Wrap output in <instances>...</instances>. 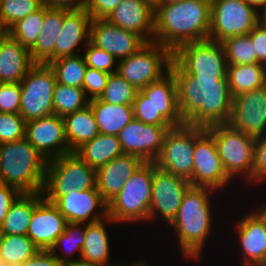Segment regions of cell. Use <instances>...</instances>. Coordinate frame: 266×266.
I'll use <instances>...</instances> for the list:
<instances>
[{
    "label": "cell",
    "mask_w": 266,
    "mask_h": 266,
    "mask_svg": "<svg viewBox=\"0 0 266 266\" xmlns=\"http://www.w3.org/2000/svg\"><path fill=\"white\" fill-rule=\"evenodd\" d=\"M169 70L176 80L179 111L187 125L206 128L229 122L233 97L228 79L190 76L173 60Z\"/></svg>",
    "instance_id": "cell-1"
},
{
    "label": "cell",
    "mask_w": 266,
    "mask_h": 266,
    "mask_svg": "<svg viewBox=\"0 0 266 266\" xmlns=\"http://www.w3.org/2000/svg\"><path fill=\"white\" fill-rule=\"evenodd\" d=\"M211 6L200 0L162 4L154 17V42L172 53L181 45L208 39Z\"/></svg>",
    "instance_id": "cell-2"
},
{
    "label": "cell",
    "mask_w": 266,
    "mask_h": 266,
    "mask_svg": "<svg viewBox=\"0 0 266 266\" xmlns=\"http://www.w3.org/2000/svg\"><path fill=\"white\" fill-rule=\"evenodd\" d=\"M213 193L215 190L211 188L191 186L176 216L168 224L177 239L175 244L179 245L182 257L188 261L191 259L198 262L201 259L206 246L204 243L212 236L214 207L210 201L214 199Z\"/></svg>",
    "instance_id": "cell-3"
},
{
    "label": "cell",
    "mask_w": 266,
    "mask_h": 266,
    "mask_svg": "<svg viewBox=\"0 0 266 266\" xmlns=\"http://www.w3.org/2000/svg\"><path fill=\"white\" fill-rule=\"evenodd\" d=\"M47 160L26 138L0 144V183L21 193L42 192Z\"/></svg>",
    "instance_id": "cell-4"
},
{
    "label": "cell",
    "mask_w": 266,
    "mask_h": 266,
    "mask_svg": "<svg viewBox=\"0 0 266 266\" xmlns=\"http://www.w3.org/2000/svg\"><path fill=\"white\" fill-rule=\"evenodd\" d=\"M152 181L153 162H144L108 203V216L117 224L149 222Z\"/></svg>",
    "instance_id": "cell-5"
},
{
    "label": "cell",
    "mask_w": 266,
    "mask_h": 266,
    "mask_svg": "<svg viewBox=\"0 0 266 266\" xmlns=\"http://www.w3.org/2000/svg\"><path fill=\"white\" fill-rule=\"evenodd\" d=\"M96 188V169L74 152L47 161L44 198L55 203L71 190L83 191Z\"/></svg>",
    "instance_id": "cell-6"
},
{
    "label": "cell",
    "mask_w": 266,
    "mask_h": 266,
    "mask_svg": "<svg viewBox=\"0 0 266 266\" xmlns=\"http://www.w3.org/2000/svg\"><path fill=\"white\" fill-rule=\"evenodd\" d=\"M213 136L219 158L227 175L233 180L242 177L252 185L255 137L232 128L228 123L206 127Z\"/></svg>",
    "instance_id": "cell-7"
},
{
    "label": "cell",
    "mask_w": 266,
    "mask_h": 266,
    "mask_svg": "<svg viewBox=\"0 0 266 266\" xmlns=\"http://www.w3.org/2000/svg\"><path fill=\"white\" fill-rule=\"evenodd\" d=\"M172 52L157 42H147L137 52L118 61L117 71L123 79L141 90L159 80L170 69Z\"/></svg>",
    "instance_id": "cell-8"
},
{
    "label": "cell",
    "mask_w": 266,
    "mask_h": 266,
    "mask_svg": "<svg viewBox=\"0 0 266 266\" xmlns=\"http://www.w3.org/2000/svg\"><path fill=\"white\" fill-rule=\"evenodd\" d=\"M172 60L190 76L227 79V62L221 42L206 39L185 43L172 53Z\"/></svg>",
    "instance_id": "cell-9"
},
{
    "label": "cell",
    "mask_w": 266,
    "mask_h": 266,
    "mask_svg": "<svg viewBox=\"0 0 266 266\" xmlns=\"http://www.w3.org/2000/svg\"><path fill=\"white\" fill-rule=\"evenodd\" d=\"M56 76L49 64L35 63L21 80L19 114L25 122L54 114Z\"/></svg>",
    "instance_id": "cell-10"
},
{
    "label": "cell",
    "mask_w": 266,
    "mask_h": 266,
    "mask_svg": "<svg viewBox=\"0 0 266 266\" xmlns=\"http://www.w3.org/2000/svg\"><path fill=\"white\" fill-rule=\"evenodd\" d=\"M193 157L191 186L207 187L217 192L233 182L222 165L213 136L201 126H196Z\"/></svg>",
    "instance_id": "cell-11"
},
{
    "label": "cell",
    "mask_w": 266,
    "mask_h": 266,
    "mask_svg": "<svg viewBox=\"0 0 266 266\" xmlns=\"http://www.w3.org/2000/svg\"><path fill=\"white\" fill-rule=\"evenodd\" d=\"M258 24V10L244 0H217L211 5L208 39L222 42L249 34Z\"/></svg>",
    "instance_id": "cell-12"
},
{
    "label": "cell",
    "mask_w": 266,
    "mask_h": 266,
    "mask_svg": "<svg viewBox=\"0 0 266 266\" xmlns=\"http://www.w3.org/2000/svg\"><path fill=\"white\" fill-rule=\"evenodd\" d=\"M195 141L196 126L184 124L171 128L166 133L161 153L155 160L156 166L189 180L193 172Z\"/></svg>",
    "instance_id": "cell-13"
},
{
    "label": "cell",
    "mask_w": 266,
    "mask_h": 266,
    "mask_svg": "<svg viewBox=\"0 0 266 266\" xmlns=\"http://www.w3.org/2000/svg\"><path fill=\"white\" fill-rule=\"evenodd\" d=\"M190 187L189 180L165 172L153 162L149 222L159 219V221L169 224L176 216L181 201Z\"/></svg>",
    "instance_id": "cell-14"
},
{
    "label": "cell",
    "mask_w": 266,
    "mask_h": 266,
    "mask_svg": "<svg viewBox=\"0 0 266 266\" xmlns=\"http://www.w3.org/2000/svg\"><path fill=\"white\" fill-rule=\"evenodd\" d=\"M172 126L145 124L133 119L117 135L125 154L135 155L144 162H155L161 153L166 133Z\"/></svg>",
    "instance_id": "cell-15"
},
{
    "label": "cell",
    "mask_w": 266,
    "mask_h": 266,
    "mask_svg": "<svg viewBox=\"0 0 266 266\" xmlns=\"http://www.w3.org/2000/svg\"><path fill=\"white\" fill-rule=\"evenodd\" d=\"M228 124L255 138L266 134V84L233 97Z\"/></svg>",
    "instance_id": "cell-16"
},
{
    "label": "cell",
    "mask_w": 266,
    "mask_h": 266,
    "mask_svg": "<svg viewBox=\"0 0 266 266\" xmlns=\"http://www.w3.org/2000/svg\"><path fill=\"white\" fill-rule=\"evenodd\" d=\"M247 212L237 223L235 237L240 245V266H258L266 259V217L256 207Z\"/></svg>",
    "instance_id": "cell-17"
},
{
    "label": "cell",
    "mask_w": 266,
    "mask_h": 266,
    "mask_svg": "<svg viewBox=\"0 0 266 266\" xmlns=\"http://www.w3.org/2000/svg\"><path fill=\"white\" fill-rule=\"evenodd\" d=\"M25 138L47 161L70 153L63 117L56 114L26 122Z\"/></svg>",
    "instance_id": "cell-18"
},
{
    "label": "cell",
    "mask_w": 266,
    "mask_h": 266,
    "mask_svg": "<svg viewBox=\"0 0 266 266\" xmlns=\"http://www.w3.org/2000/svg\"><path fill=\"white\" fill-rule=\"evenodd\" d=\"M90 43L107 51L118 62L137 52L147 42L136 33L117 27L106 19H92Z\"/></svg>",
    "instance_id": "cell-19"
},
{
    "label": "cell",
    "mask_w": 266,
    "mask_h": 266,
    "mask_svg": "<svg viewBox=\"0 0 266 266\" xmlns=\"http://www.w3.org/2000/svg\"><path fill=\"white\" fill-rule=\"evenodd\" d=\"M54 205L68 223L88 224L108 217V204L98 189L71 190Z\"/></svg>",
    "instance_id": "cell-20"
},
{
    "label": "cell",
    "mask_w": 266,
    "mask_h": 266,
    "mask_svg": "<svg viewBox=\"0 0 266 266\" xmlns=\"http://www.w3.org/2000/svg\"><path fill=\"white\" fill-rule=\"evenodd\" d=\"M155 106V125L179 127L186 124L180 115L177 84L169 70L159 80L140 90Z\"/></svg>",
    "instance_id": "cell-21"
},
{
    "label": "cell",
    "mask_w": 266,
    "mask_h": 266,
    "mask_svg": "<svg viewBox=\"0 0 266 266\" xmlns=\"http://www.w3.org/2000/svg\"><path fill=\"white\" fill-rule=\"evenodd\" d=\"M67 223L58 208L43 198L33 210L27 236L39 250H50Z\"/></svg>",
    "instance_id": "cell-22"
},
{
    "label": "cell",
    "mask_w": 266,
    "mask_h": 266,
    "mask_svg": "<svg viewBox=\"0 0 266 266\" xmlns=\"http://www.w3.org/2000/svg\"><path fill=\"white\" fill-rule=\"evenodd\" d=\"M91 22L86 9L64 8L63 26L55 44V59L80 54L78 45L85 48L90 42Z\"/></svg>",
    "instance_id": "cell-23"
},
{
    "label": "cell",
    "mask_w": 266,
    "mask_h": 266,
    "mask_svg": "<svg viewBox=\"0 0 266 266\" xmlns=\"http://www.w3.org/2000/svg\"><path fill=\"white\" fill-rule=\"evenodd\" d=\"M153 11L142 0H123L105 19L111 24L136 33L146 42L154 39Z\"/></svg>",
    "instance_id": "cell-24"
},
{
    "label": "cell",
    "mask_w": 266,
    "mask_h": 266,
    "mask_svg": "<svg viewBox=\"0 0 266 266\" xmlns=\"http://www.w3.org/2000/svg\"><path fill=\"white\" fill-rule=\"evenodd\" d=\"M144 163L131 154H125L112 159L107 164L96 169V188L108 204L123 188L128 180Z\"/></svg>",
    "instance_id": "cell-25"
},
{
    "label": "cell",
    "mask_w": 266,
    "mask_h": 266,
    "mask_svg": "<svg viewBox=\"0 0 266 266\" xmlns=\"http://www.w3.org/2000/svg\"><path fill=\"white\" fill-rule=\"evenodd\" d=\"M34 64L30 50L7 34L0 43V83H20Z\"/></svg>",
    "instance_id": "cell-26"
},
{
    "label": "cell",
    "mask_w": 266,
    "mask_h": 266,
    "mask_svg": "<svg viewBox=\"0 0 266 266\" xmlns=\"http://www.w3.org/2000/svg\"><path fill=\"white\" fill-rule=\"evenodd\" d=\"M64 19V8L45 6L43 27L37 42L30 49L31 59L34 63L49 64L55 60V44L61 32Z\"/></svg>",
    "instance_id": "cell-27"
},
{
    "label": "cell",
    "mask_w": 266,
    "mask_h": 266,
    "mask_svg": "<svg viewBox=\"0 0 266 266\" xmlns=\"http://www.w3.org/2000/svg\"><path fill=\"white\" fill-rule=\"evenodd\" d=\"M105 223L109 225L116 222L108 216L102 220L85 224L81 259L99 266H115L116 264L110 263L111 245Z\"/></svg>",
    "instance_id": "cell-28"
},
{
    "label": "cell",
    "mask_w": 266,
    "mask_h": 266,
    "mask_svg": "<svg viewBox=\"0 0 266 266\" xmlns=\"http://www.w3.org/2000/svg\"><path fill=\"white\" fill-rule=\"evenodd\" d=\"M43 198L42 192L21 193L7 213L0 235H27L33 210Z\"/></svg>",
    "instance_id": "cell-29"
},
{
    "label": "cell",
    "mask_w": 266,
    "mask_h": 266,
    "mask_svg": "<svg viewBox=\"0 0 266 266\" xmlns=\"http://www.w3.org/2000/svg\"><path fill=\"white\" fill-rule=\"evenodd\" d=\"M99 133L117 136L134 119L132 105H113L99 98L89 101Z\"/></svg>",
    "instance_id": "cell-30"
},
{
    "label": "cell",
    "mask_w": 266,
    "mask_h": 266,
    "mask_svg": "<svg viewBox=\"0 0 266 266\" xmlns=\"http://www.w3.org/2000/svg\"><path fill=\"white\" fill-rule=\"evenodd\" d=\"M65 137L71 152L99 134L95 115L90 105L63 117Z\"/></svg>",
    "instance_id": "cell-31"
},
{
    "label": "cell",
    "mask_w": 266,
    "mask_h": 266,
    "mask_svg": "<svg viewBox=\"0 0 266 266\" xmlns=\"http://www.w3.org/2000/svg\"><path fill=\"white\" fill-rule=\"evenodd\" d=\"M83 161L97 169L123 154L117 136L99 133L75 152Z\"/></svg>",
    "instance_id": "cell-32"
},
{
    "label": "cell",
    "mask_w": 266,
    "mask_h": 266,
    "mask_svg": "<svg viewBox=\"0 0 266 266\" xmlns=\"http://www.w3.org/2000/svg\"><path fill=\"white\" fill-rule=\"evenodd\" d=\"M228 86L232 97L266 84V65H227Z\"/></svg>",
    "instance_id": "cell-33"
},
{
    "label": "cell",
    "mask_w": 266,
    "mask_h": 266,
    "mask_svg": "<svg viewBox=\"0 0 266 266\" xmlns=\"http://www.w3.org/2000/svg\"><path fill=\"white\" fill-rule=\"evenodd\" d=\"M82 225L84 227H82ZM85 238V224L67 223L65 230L60 234L50 248V252L62 263L66 261H73L81 258L82 247ZM63 252L60 256L58 251ZM79 254L76 258L74 254Z\"/></svg>",
    "instance_id": "cell-34"
},
{
    "label": "cell",
    "mask_w": 266,
    "mask_h": 266,
    "mask_svg": "<svg viewBox=\"0 0 266 266\" xmlns=\"http://www.w3.org/2000/svg\"><path fill=\"white\" fill-rule=\"evenodd\" d=\"M53 69L56 82L70 87L83 88L85 71L87 69L85 57L81 54L65 56L49 63Z\"/></svg>",
    "instance_id": "cell-35"
},
{
    "label": "cell",
    "mask_w": 266,
    "mask_h": 266,
    "mask_svg": "<svg viewBox=\"0 0 266 266\" xmlns=\"http://www.w3.org/2000/svg\"><path fill=\"white\" fill-rule=\"evenodd\" d=\"M38 250L27 235H0L1 263L21 265Z\"/></svg>",
    "instance_id": "cell-36"
},
{
    "label": "cell",
    "mask_w": 266,
    "mask_h": 266,
    "mask_svg": "<svg viewBox=\"0 0 266 266\" xmlns=\"http://www.w3.org/2000/svg\"><path fill=\"white\" fill-rule=\"evenodd\" d=\"M90 99L83 88L56 83L53 94V112L64 117L89 105Z\"/></svg>",
    "instance_id": "cell-37"
},
{
    "label": "cell",
    "mask_w": 266,
    "mask_h": 266,
    "mask_svg": "<svg viewBox=\"0 0 266 266\" xmlns=\"http://www.w3.org/2000/svg\"><path fill=\"white\" fill-rule=\"evenodd\" d=\"M45 6L23 19L18 20L8 29V34L19 41V43L29 50L37 42L40 31L43 27Z\"/></svg>",
    "instance_id": "cell-38"
},
{
    "label": "cell",
    "mask_w": 266,
    "mask_h": 266,
    "mask_svg": "<svg viewBox=\"0 0 266 266\" xmlns=\"http://www.w3.org/2000/svg\"><path fill=\"white\" fill-rule=\"evenodd\" d=\"M227 65H247L256 63L252 41L249 35L232 36L222 42Z\"/></svg>",
    "instance_id": "cell-39"
},
{
    "label": "cell",
    "mask_w": 266,
    "mask_h": 266,
    "mask_svg": "<svg viewBox=\"0 0 266 266\" xmlns=\"http://www.w3.org/2000/svg\"><path fill=\"white\" fill-rule=\"evenodd\" d=\"M138 90L123 79L118 73H111L108 77L101 101L113 105H132Z\"/></svg>",
    "instance_id": "cell-40"
},
{
    "label": "cell",
    "mask_w": 266,
    "mask_h": 266,
    "mask_svg": "<svg viewBox=\"0 0 266 266\" xmlns=\"http://www.w3.org/2000/svg\"><path fill=\"white\" fill-rule=\"evenodd\" d=\"M42 6V0H0V23L8 30Z\"/></svg>",
    "instance_id": "cell-41"
},
{
    "label": "cell",
    "mask_w": 266,
    "mask_h": 266,
    "mask_svg": "<svg viewBox=\"0 0 266 266\" xmlns=\"http://www.w3.org/2000/svg\"><path fill=\"white\" fill-rule=\"evenodd\" d=\"M26 122L19 113L0 112V144L25 138Z\"/></svg>",
    "instance_id": "cell-42"
},
{
    "label": "cell",
    "mask_w": 266,
    "mask_h": 266,
    "mask_svg": "<svg viewBox=\"0 0 266 266\" xmlns=\"http://www.w3.org/2000/svg\"><path fill=\"white\" fill-rule=\"evenodd\" d=\"M84 50L87 67L104 71L108 74L115 73L117 71V66H115V64L118 62L107 51L95 47L90 42L86 45Z\"/></svg>",
    "instance_id": "cell-43"
},
{
    "label": "cell",
    "mask_w": 266,
    "mask_h": 266,
    "mask_svg": "<svg viewBox=\"0 0 266 266\" xmlns=\"http://www.w3.org/2000/svg\"><path fill=\"white\" fill-rule=\"evenodd\" d=\"M21 99L20 83H0V112L19 113Z\"/></svg>",
    "instance_id": "cell-44"
},
{
    "label": "cell",
    "mask_w": 266,
    "mask_h": 266,
    "mask_svg": "<svg viewBox=\"0 0 266 266\" xmlns=\"http://www.w3.org/2000/svg\"><path fill=\"white\" fill-rule=\"evenodd\" d=\"M109 75L104 71L87 67L83 81V89L90 100L99 98L104 92Z\"/></svg>",
    "instance_id": "cell-45"
},
{
    "label": "cell",
    "mask_w": 266,
    "mask_h": 266,
    "mask_svg": "<svg viewBox=\"0 0 266 266\" xmlns=\"http://www.w3.org/2000/svg\"><path fill=\"white\" fill-rule=\"evenodd\" d=\"M266 181V134L255 139V157L252 184L260 185Z\"/></svg>",
    "instance_id": "cell-46"
},
{
    "label": "cell",
    "mask_w": 266,
    "mask_h": 266,
    "mask_svg": "<svg viewBox=\"0 0 266 266\" xmlns=\"http://www.w3.org/2000/svg\"><path fill=\"white\" fill-rule=\"evenodd\" d=\"M134 119L145 124L155 125V106L140 90L132 103Z\"/></svg>",
    "instance_id": "cell-47"
},
{
    "label": "cell",
    "mask_w": 266,
    "mask_h": 266,
    "mask_svg": "<svg viewBox=\"0 0 266 266\" xmlns=\"http://www.w3.org/2000/svg\"><path fill=\"white\" fill-rule=\"evenodd\" d=\"M123 0H89L87 13L92 19H105Z\"/></svg>",
    "instance_id": "cell-48"
},
{
    "label": "cell",
    "mask_w": 266,
    "mask_h": 266,
    "mask_svg": "<svg viewBox=\"0 0 266 266\" xmlns=\"http://www.w3.org/2000/svg\"><path fill=\"white\" fill-rule=\"evenodd\" d=\"M248 35L254 45L256 63L266 65V27L257 24Z\"/></svg>",
    "instance_id": "cell-49"
},
{
    "label": "cell",
    "mask_w": 266,
    "mask_h": 266,
    "mask_svg": "<svg viewBox=\"0 0 266 266\" xmlns=\"http://www.w3.org/2000/svg\"><path fill=\"white\" fill-rule=\"evenodd\" d=\"M20 194L21 192L17 188L0 183V227L3 224L12 203Z\"/></svg>",
    "instance_id": "cell-50"
},
{
    "label": "cell",
    "mask_w": 266,
    "mask_h": 266,
    "mask_svg": "<svg viewBox=\"0 0 266 266\" xmlns=\"http://www.w3.org/2000/svg\"><path fill=\"white\" fill-rule=\"evenodd\" d=\"M60 263L49 250H38L20 266H60Z\"/></svg>",
    "instance_id": "cell-51"
},
{
    "label": "cell",
    "mask_w": 266,
    "mask_h": 266,
    "mask_svg": "<svg viewBox=\"0 0 266 266\" xmlns=\"http://www.w3.org/2000/svg\"><path fill=\"white\" fill-rule=\"evenodd\" d=\"M89 0H42V4L47 7L85 9Z\"/></svg>",
    "instance_id": "cell-52"
},
{
    "label": "cell",
    "mask_w": 266,
    "mask_h": 266,
    "mask_svg": "<svg viewBox=\"0 0 266 266\" xmlns=\"http://www.w3.org/2000/svg\"><path fill=\"white\" fill-rule=\"evenodd\" d=\"M60 266H99V265L88 262L80 258L73 261L62 262L60 263Z\"/></svg>",
    "instance_id": "cell-53"
},
{
    "label": "cell",
    "mask_w": 266,
    "mask_h": 266,
    "mask_svg": "<svg viewBox=\"0 0 266 266\" xmlns=\"http://www.w3.org/2000/svg\"><path fill=\"white\" fill-rule=\"evenodd\" d=\"M259 10L262 11H258V24L266 27V3Z\"/></svg>",
    "instance_id": "cell-54"
},
{
    "label": "cell",
    "mask_w": 266,
    "mask_h": 266,
    "mask_svg": "<svg viewBox=\"0 0 266 266\" xmlns=\"http://www.w3.org/2000/svg\"><path fill=\"white\" fill-rule=\"evenodd\" d=\"M146 5H148L153 11H156L161 5L162 0H142Z\"/></svg>",
    "instance_id": "cell-55"
},
{
    "label": "cell",
    "mask_w": 266,
    "mask_h": 266,
    "mask_svg": "<svg viewBox=\"0 0 266 266\" xmlns=\"http://www.w3.org/2000/svg\"><path fill=\"white\" fill-rule=\"evenodd\" d=\"M248 5L254 7L259 11V9L266 3V0H244Z\"/></svg>",
    "instance_id": "cell-56"
},
{
    "label": "cell",
    "mask_w": 266,
    "mask_h": 266,
    "mask_svg": "<svg viewBox=\"0 0 266 266\" xmlns=\"http://www.w3.org/2000/svg\"><path fill=\"white\" fill-rule=\"evenodd\" d=\"M115 266H148L147 265V263L145 262V261H136V262H133V263H129V264H125V265H122V264H118V262H117V264L115 265Z\"/></svg>",
    "instance_id": "cell-57"
},
{
    "label": "cell",
    "mask_w": 266,
    "mask_h": 266,
    "mask_svg": "<svg viewBox=\"0 0 266 266\" xmlns=\"http://www.w3.org/2000/svg\"><path fill=\"white\" fill-rule=\"evenodd\" d=\"M8 30L0 23V43L7 36Z\"/></svg>",
    "instance_id": "cell-58"
},
{
    "label": "cell",
    "mask_w": 266,
    "mask_h": 266,
    "mask_svg": "<svg viewBox=\"0 0 266 266\" xmlns=\"http://www.w3.org/2000/svg\"><path fill=\"white\" fill-rule=\"evenodd\" d=\"M258 209L265 215L266 217V200L263 202L260 206H258Z\"/></svg>",
    "instance_id": "cell-59"
},
{
    "label": "cell",
    "mask_w": 266,
    "mask_h": 266,
    "mask_svg": "<svg viewBox=\"0 0 266 266\" xmlns=\"http://www.w3.org/2000/svg\"><path fill=\"white\" fill-rule=\"evenodd\" d=\"M183 0H162V4H175V3H179Z\"/></svg>",
    "instance_id": "cell-60"
},
{
    "label": "cell",
    "mask_w": 266,
    "mask_h": 266,
    "mask_svg": "<svg viewBox=\"0 0 266 266\" xmlns=\"http://www.w3.org/2000/svg\"><path fill=\"white\" fill-rule=\"evenodd\" d=\"M200 1H203V2H206L207 4H209L210 6L215 3L217 0H200Z\"/></svg>",
    "instance_id": "cell-61"
},
{
    "label": "cell",
    "mask_w": 266,
    "mask_h": 266,
    "mask_svg": "<svg viewBox=\"0 0 266 266\" xmlns=\"http://www.w3.org/2000/svg\"><path fill=\"white\" fill-rule=\"evenodd\" d=\"M1 266H20V265L11 264V263H2Z\"/></svg>",
    "instance_id": "cell-62"
},
{
    "label": "cell",
    "mask_w": 266,
    "mask_h": 266,
    "mask_svg": "<svg viewBox=\"0 0 266 266\" xmlns=\"http://www.w3.org/2000/svg\"><path fill=\"white\" fill-rule=\"evenodd\" d=\"M258 266H266V259L262 261Z\"/></svg>",
    "instance_id": "cell-63"
}]
</instances>
